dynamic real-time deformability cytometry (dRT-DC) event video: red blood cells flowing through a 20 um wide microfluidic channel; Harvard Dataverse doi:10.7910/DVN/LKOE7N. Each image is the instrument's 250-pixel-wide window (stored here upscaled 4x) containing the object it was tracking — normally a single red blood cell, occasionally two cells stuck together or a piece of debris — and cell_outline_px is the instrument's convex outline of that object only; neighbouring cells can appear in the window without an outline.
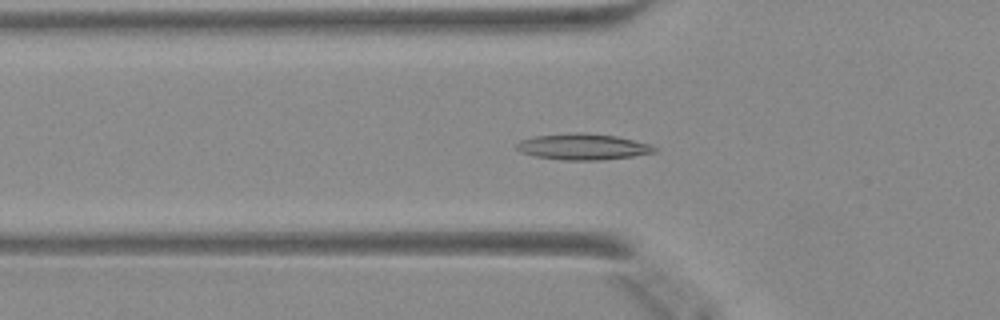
{"species": "Egyptian fruit bat (a non-hibernating species)", "species_latin": "Rousettus aegyptiacus", "temperature_condition": "warm", "stored_images_in_passage": 49, "camera_frame_rate_fps": 3000, "um_per_image_px": 0.085, "animal": {"sex": "female"}, "frame": {"image": 1, "passage_image": 17, "time_ms": 5.333, "image_size_px": [1000, 320], "cell_outline_px": [[656, 152], [632, 156], [600, 160], [560, 160], [536, 156], [520, 152], [516, 148], [516, 144], [520, 140], [532, 136], [576, 132], [580, 132], [616, 136], [648, 144], [656, 148]], "centroid_in_image_um": [49.49, 12.47], "position_along_channel_um": 76.3, "area_um2": 20.87}}
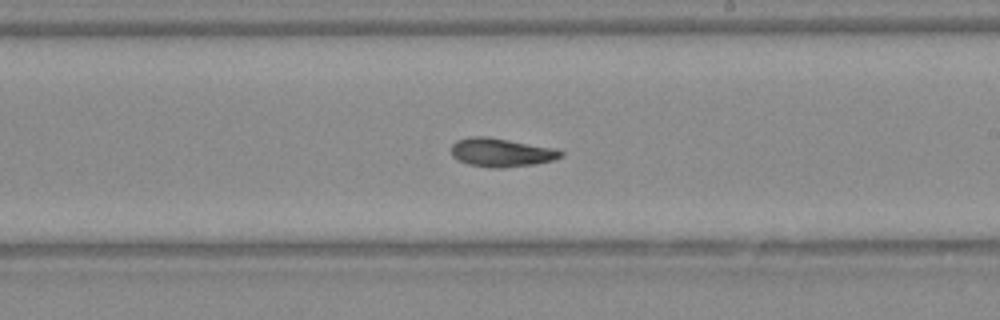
{"frame": {"image": 2, "passage_image": 29, "time_ms": 9.333, "image_size_px": [1000, 320], "cell_outline_px": [[564, 156], [552, 160], [532, 164], [504, 168], [492, 168], [468, 164], [452, 156], [452, 144], [456, 140], [468, 136], [488, 136], [552, 148], [564, 152]], "centroid_in_image_um": [42.57, 12.95], "position_along_channel_um": 246.4, "area_um2": 18.15}}
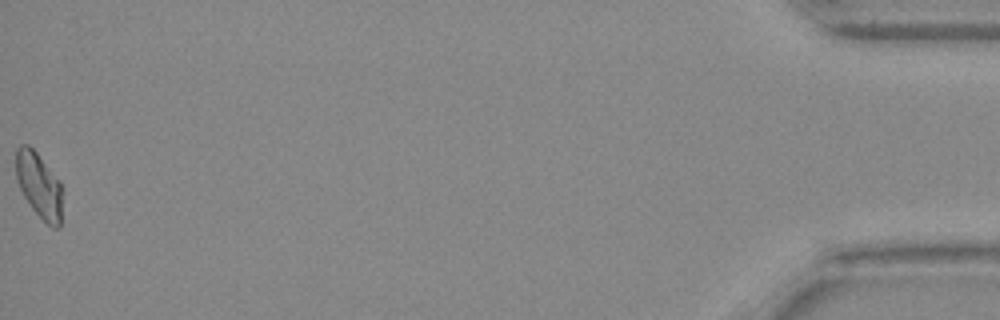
{"frame": {"image": 3, "passage_image": 49, "time_ms": 16.0, "image_size_px": [1000, 320], "cell_outline_px": [[60, 228], [52, 228], [32, 208], [24, 196], [16, 180], [16, 148], [20, 144], [28, 144], [36, 152], [60, 180]], "centroid_in_image_um": [3.28, 15.71], "position_along_channel_um": 431.9, "area_um2": 17.34}}